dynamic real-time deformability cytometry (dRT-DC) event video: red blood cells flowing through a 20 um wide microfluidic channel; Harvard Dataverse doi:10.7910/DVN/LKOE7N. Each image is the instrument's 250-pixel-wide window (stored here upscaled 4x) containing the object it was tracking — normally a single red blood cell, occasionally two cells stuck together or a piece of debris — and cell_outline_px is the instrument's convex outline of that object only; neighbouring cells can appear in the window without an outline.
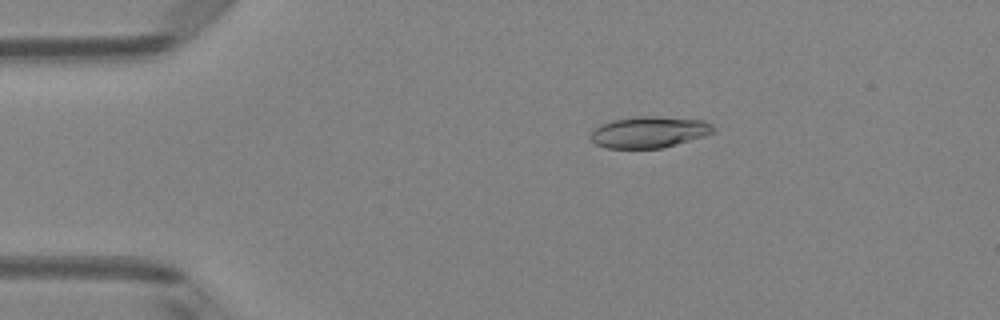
{"species": "Egyptian fruit bat (a non-hibernating species)", "species_latin": "Rousettus aegyptiacus", "temperature_condition": "room temperature", "stored_images_in_passage": 51, "camera_frame_rate_fps": 3000, "um_per_image_px": 0.085, "animal": {"sex": "female"}, "frame": {"image": 1, "passage_image": 10, "time_ms": 3.0, "image_size_px": [1000, 320], "cell_outline_px": [[716, 128], [712, 132], [704, 136], [676, 144], [660, 148], [608, 148], [596, 144], [588, 136], [600, 124], [612, 120], [636, 116], [656, 116], [704, 120], [712, 124]], "centroid_in_image_um": [55.17, 11.22], "position_along_channel_um": 29.8, "area_um2": 22.37}}
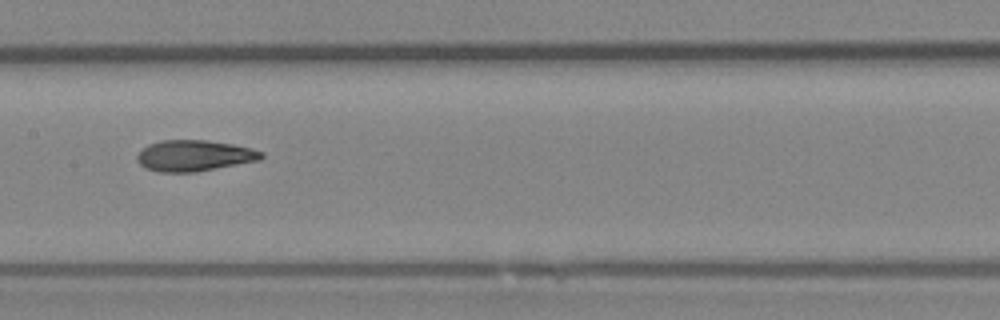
{"frame": {"image": 2, "passage_image": 26, "time_ms": 8.333, "image_size_px": [1000, 320], "cell_outline_px": [[264, 156], [260, 160], [196, 172], [156, 172], [144, 168], [136, 160], [136, 156], [148, 144], [160, 140], [204, 140], [232, 144], [252, 148], [264, 152]], "centroid_in_image_um": [16.5, 13.23], "position_along_channel_um": 190.9, "area_um2": 22.6}}
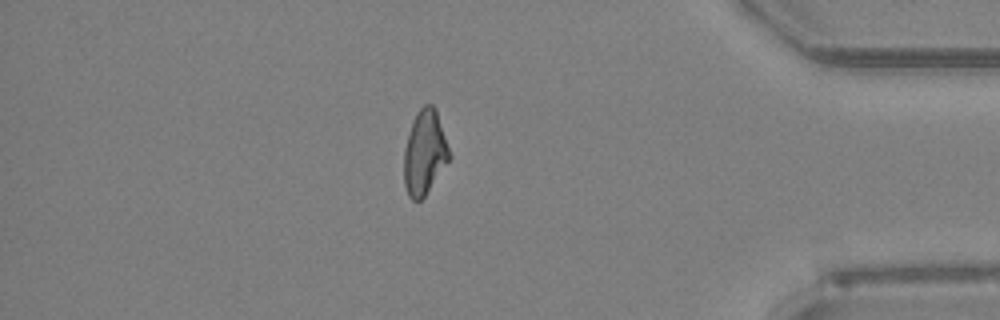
{"frame": {"image": 3, "passage_image": 44, "time_ms": 14.333, "image_size_px": [1000, 320], "cell_outline_px": [[452, 156], [424, 196], [420, 200], [412, 200], [408, 196], [404, 184], [404, 148], [416, 112], [424, 104], [432, 104], [436, 108]], "centroid_in_image_um": [36.1, 12.95], "position_along_channel_um": 399.1, "area_um2": 22.25}, "authors_computed_cell_mechanics": {"area_um2": 22.542, "velocity_mm_per_s": 4.0343, "shape_relaxation_time_tau1_ms": 5.4211, "shape_relaxation_time_tau2_ms": 1.7169, "deformation_change_tau1": 0.1789, "deformation_change_tau2": 0.0741}}